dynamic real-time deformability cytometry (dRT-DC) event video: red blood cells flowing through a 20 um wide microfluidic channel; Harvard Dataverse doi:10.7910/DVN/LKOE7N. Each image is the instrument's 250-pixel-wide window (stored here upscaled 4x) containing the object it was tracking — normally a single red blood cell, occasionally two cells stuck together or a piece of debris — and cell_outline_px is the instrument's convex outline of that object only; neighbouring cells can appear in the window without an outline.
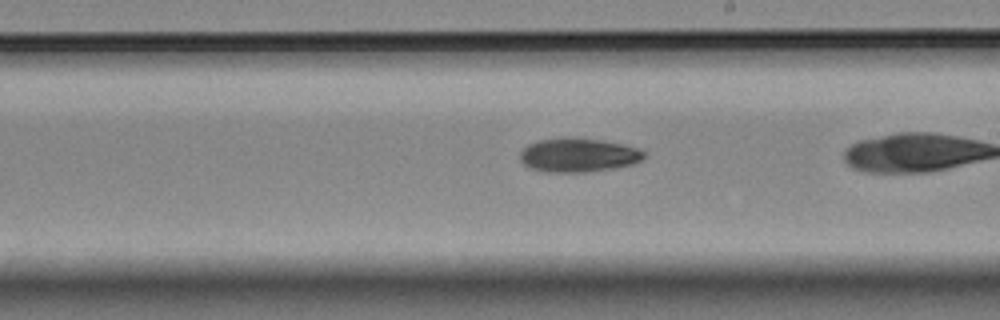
{"species": "Egyptian fruit bat (a non-hibernating species)", "species_latin": "Rousettus aegyptiacus", "temperature_condition": "room temperature", "stored_images_in_passage": 40, "camera_frame_rate_fps": 3000, "um_per_image_px": 0.085, "animal": {"sex": "female"}, "frame": {"image": 1, "passage_image": 28, "time_ms": 9.0, "image_size_px": [1000, 320], "cell_outline_px": [[648, 156], [644, 160], [632, 164], [612, 168], [584, 172], [544, 172], [532, 168], [524, 164], [520, 160], [520, 152], [528, 144], [536, 140], [564, 136], [568, 136], [604, 140], [624, 144], [636, 148], [644, 152]], "centroid_in_image_um": [49.16, 13.16], "position_along_channel_um": 239.8, "area_um2": 24.91}}
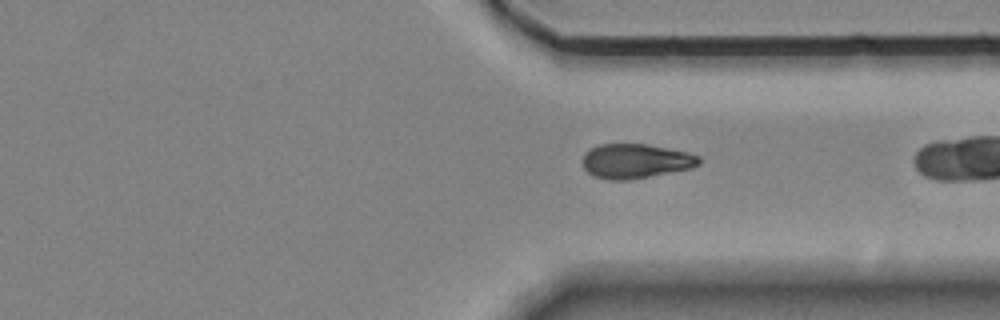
{"frame": {"image": 2, "passage_image": 38, "time_ms": 12.333, "image_size_px": [1000, 320], "cell_outline_px": [[700, 164], [692, 168], [628, 180], [608, 180], [592, 176], [584, 168], [584, 152], [600, 144], [648, 144], [688, 152], [700, 156]], "centroid_in_image_um": [54.04, 13.69], "position_along_channel_um": 357.4, "area_um2": 23.41}}